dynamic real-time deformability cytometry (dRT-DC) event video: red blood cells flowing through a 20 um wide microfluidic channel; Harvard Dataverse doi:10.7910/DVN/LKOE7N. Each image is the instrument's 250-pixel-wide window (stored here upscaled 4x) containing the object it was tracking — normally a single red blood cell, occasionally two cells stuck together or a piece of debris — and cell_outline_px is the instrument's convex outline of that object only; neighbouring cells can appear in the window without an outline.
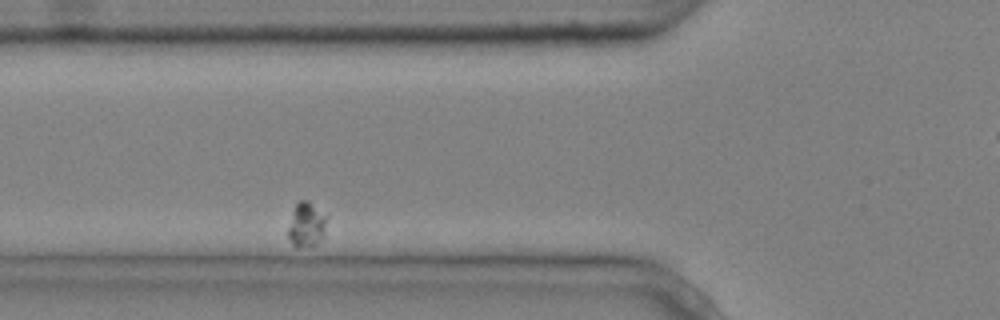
{"species": "common noctule bat (a hibernating species)", "species_latin": "Nyctalus noctula", "temperature_condition": "cold", "stored_images_in_passage": 5, "segment_of_instrument_passage": [2, 3], "camera_frame_rate_fps": 3000, "um_per_image_px": 0.085, "animal": {"sex": "male", "body_mass_g": 20.4}, "frame": {"image": 1, "passage_image": 4, "time_ms": 1.0, "image_size_px": [1000, 320], "cell_outline_px": [[328, 216], [324, 236], [316, 244], [296, 248], [292, 244], [288, 236], [288, 228], [296, 204], [300, 200], [308, 200]], "centroid_in_image_um": [26.08, 19.1], "position_along_channel_um": 99.7, "area_um2": 10.06}}